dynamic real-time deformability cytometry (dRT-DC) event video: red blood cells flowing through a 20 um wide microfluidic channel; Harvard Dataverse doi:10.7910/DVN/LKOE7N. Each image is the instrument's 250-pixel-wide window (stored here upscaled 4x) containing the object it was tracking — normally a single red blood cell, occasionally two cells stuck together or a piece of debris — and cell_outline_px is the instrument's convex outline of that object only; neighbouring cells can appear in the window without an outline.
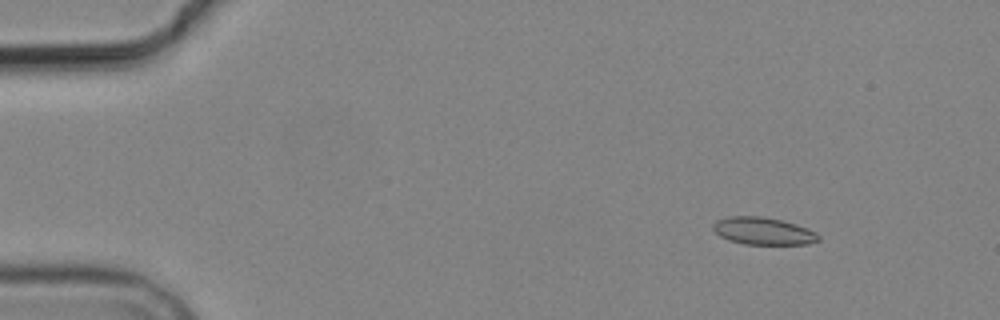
{"species": "common noctule bat (a hibernating species)", "species_latin": "Nyctalus noctula", "temperature_condition": "cold", "stored_images_in_passage": 6, "camera_frame_rate_fps": 3000, "um_per_image_px": 0.085, "animal": {"sex": "male", "body_mass_g": 19.2, "forearm_length_mm": 51.8}, "frame": {"image": 1, "passage_image": 2, "time_ms": 1.0, "image_size_px": [1000, 320], "cell_outline_px": [[820, 240], [808, 244], [744, 244], [728, 240], [720, 236], [712, 228], [712, 224], [716, 220], [728, 216], [764, 216], [796, 224], [808, 228], [816, 232], [820, 236]], "centroid_in_image_um": [64.87, 19.63], "position_along_channel_um": 20.1, "area_um2": 16.94}}
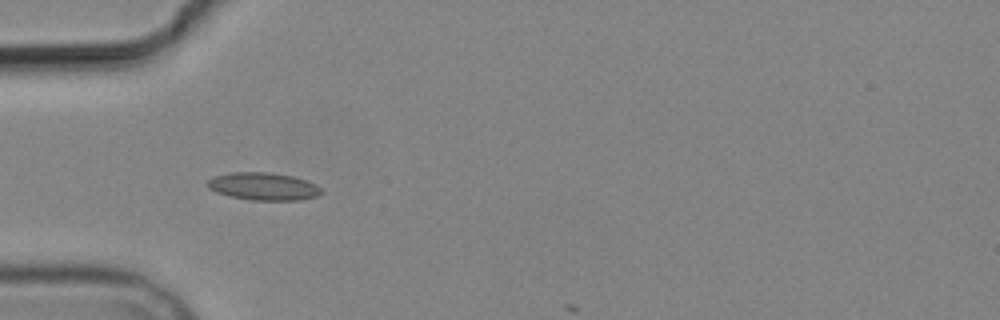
{"frame": {"image": 2, "passage_image": 5, "time_ms": 4.667, "image_size_px": [1000, 320], "cell_outline_px": [[324, 192], [316, 196], [300, 200], [252, 200], [228, 196], [216, 192], [208, 188], [208, 180], [216, 176], [232, 172], [272, 172], [292, 176], [316, 184]], "centroid_in_image_um": [22.39, 15.84], "position_along_channel_um": 62.6, "area_um2": 18.26}}